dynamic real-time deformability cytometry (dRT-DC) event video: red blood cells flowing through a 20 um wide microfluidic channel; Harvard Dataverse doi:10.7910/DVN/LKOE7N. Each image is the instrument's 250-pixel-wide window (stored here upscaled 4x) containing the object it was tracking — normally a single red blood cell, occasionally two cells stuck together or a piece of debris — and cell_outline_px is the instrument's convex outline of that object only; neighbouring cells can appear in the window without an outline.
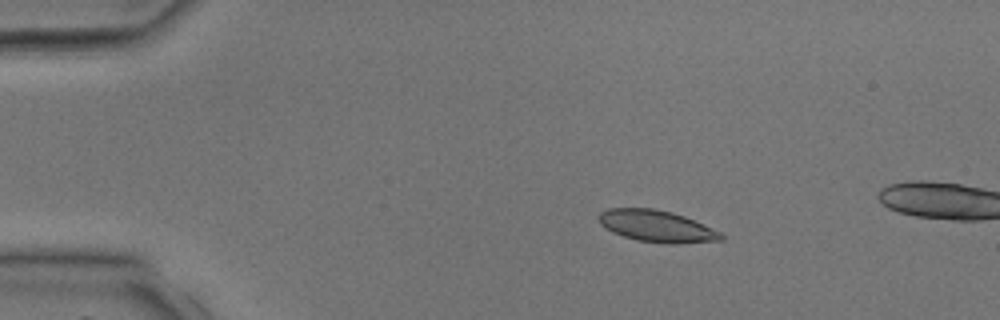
{"species": "common noctule bat (a hibernating species)", "species_latin": "Nyctalus noctula", "temperature_condition": "room temperature", "stored_images_in_passage": 2, "camera_frame_rate_fps": 3000, "um_per_image_px": 0.085, "animal": {"sex": "male", "body_mass_g": 17.9, "forearm_length_mm": 54.2}, "frame": {"image": 1, "passage_image": 1, "time_ms": 0.0, "image_size_px": [1000, 320], "cell_outline_px": [[724, 240], [676, 244], [664, 244], [636, 240], [612, 232], [604, 228], [600, 224], [596, 216], [600, 212], [608, 208], [652, 208], [672, 212], [684, 216], [720, 232], [724, 236]], "centroid_in_image_um": [55.78, 19.23], "position_along_channel_um": 29.2, "area_um2": 22.77}}